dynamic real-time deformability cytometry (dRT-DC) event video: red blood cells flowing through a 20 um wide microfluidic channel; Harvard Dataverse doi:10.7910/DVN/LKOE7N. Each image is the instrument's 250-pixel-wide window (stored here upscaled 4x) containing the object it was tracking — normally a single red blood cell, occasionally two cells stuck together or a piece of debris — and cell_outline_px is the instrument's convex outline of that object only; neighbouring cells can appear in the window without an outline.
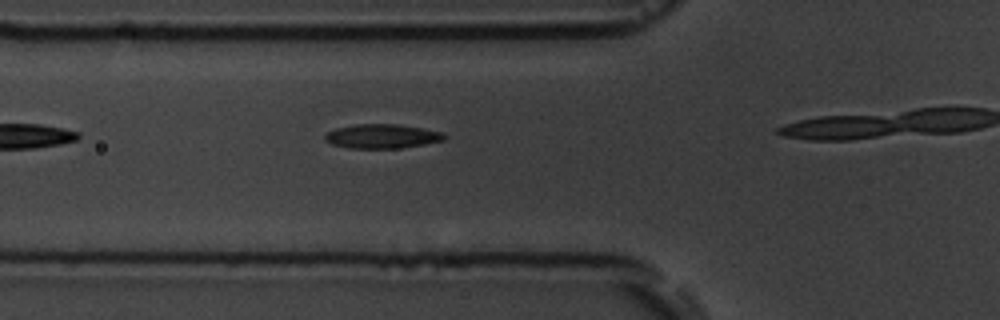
{"species": "common noctule bat (a hibernating species)", "species_latin": "Nyctalus noctula", "temperature_condition": "room temperature", "stored_images_in_passage": 5, "camera_frame_rate_fps": 3000, "um_per_image_px": 0.085, "animal": {"sex": "male", "body_mass_g": 19.5, "forearm_length_mm": 54.6}, "frame": {"image": 1, "passage_image": 4, "time_ms": 4.333, "image_size_px": [1000, 320], "cell_outline_px": [[448, 136], [444, 140], [424, 144], [400, 148], [348, 148], [332, 144], [324, 140], [324, 136], [328, 132], [336, 128], [356, 124], [396, 124], [444, 132]], "centroid_in_image_um": [32.48, 11.58], "position_along_channel_um": 93.3, "area_um2": 16.82}}